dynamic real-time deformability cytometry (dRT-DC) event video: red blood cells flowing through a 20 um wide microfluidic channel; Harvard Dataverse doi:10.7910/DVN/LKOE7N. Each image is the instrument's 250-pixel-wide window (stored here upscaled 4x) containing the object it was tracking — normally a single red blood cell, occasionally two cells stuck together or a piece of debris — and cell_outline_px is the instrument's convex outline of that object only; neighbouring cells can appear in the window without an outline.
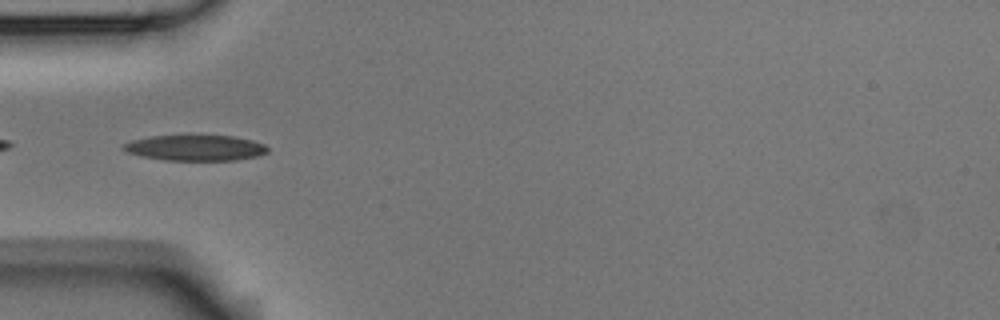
{"species": "Egyptian fruit bat (a non-hibernating species)", "species_latin": "Rousettus aegyptiacus", "temperature_condition": "room temperature", "stored_images_in_passage": 39, "camera_frame_rate_fps": 3000, "um_per_image_px": 0.085, "animal": {"sex": "male"}, "frame": {"image": 1, "passage_image": 3, "time_ms": 0.667, "image_size_px": [1000, 320], "cell_outline_px": [[268, 152], [256, 156], [236, 160], [164, 160], [144, 156], [128, 152], [120, 148], [124, 144], [132, 140], [152, 136], [184, 132], [232, 136], [252, 140], [264, 144], [268, 148]], "centroid_in_image_um": [16.59, 12.51], "position_along_channel_um": 68.4, "area_um2": 22.43}}
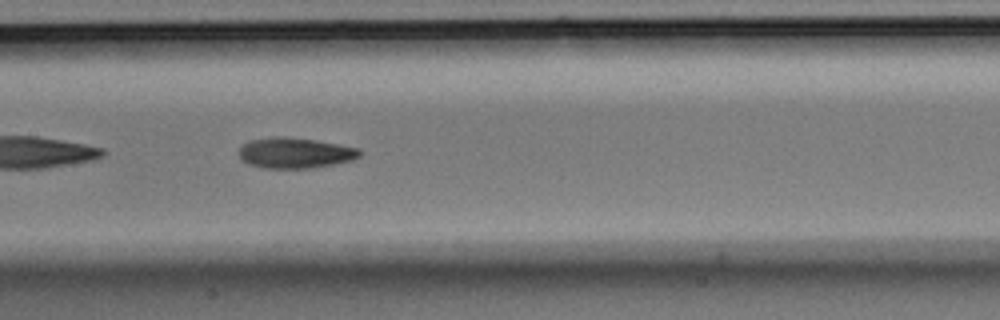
{"frame": {"image": 2, "passage_image": 12, "time_ms": 3.667, "image_size_px": [1000, 320], "cell_outline_px": [[360, 156], [352, 160], [312, 168], [264, 168], [248, 164], [240, 160], [236, 152], [248, 140], [276, 136], [284, 136], [316, 140], [360, 148]], "centroid_in_image_um": [25.02, 12.99], "position_along_channel_um": 182.4, "area_um2": 21.73}}
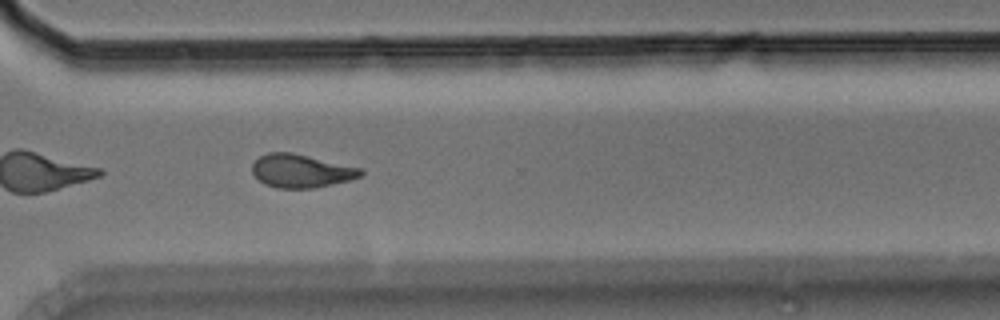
{"frame": {"image": 3, "passage_image": 25, "time_ms": 8.0, "image_size_px": [1000, 320], "cell_outline_px": [[364, 172], [360, 176], [352, 180], [316, 188], [276, 188], [264, 184], [252, 172], [252, 164], [260, 156], [268, 152], [292, 152], [360, 168]], "centroid_in_image_um": [25.59, 14.54], "position_along_channel_um": 345.0, "area_um2": 21.04}, "authors_computed_cell_mechanics": {"area_um2": 21.1548, "velocity_mm_per_s": 3.7658, "shape_relaxation_time_tau1_ms": 6.5665, "shape_relaxation_time_tau2_ms": 4.2266, "deformation_change_tau1": 0.1765, "deformation_change_tau2": 0.118}}